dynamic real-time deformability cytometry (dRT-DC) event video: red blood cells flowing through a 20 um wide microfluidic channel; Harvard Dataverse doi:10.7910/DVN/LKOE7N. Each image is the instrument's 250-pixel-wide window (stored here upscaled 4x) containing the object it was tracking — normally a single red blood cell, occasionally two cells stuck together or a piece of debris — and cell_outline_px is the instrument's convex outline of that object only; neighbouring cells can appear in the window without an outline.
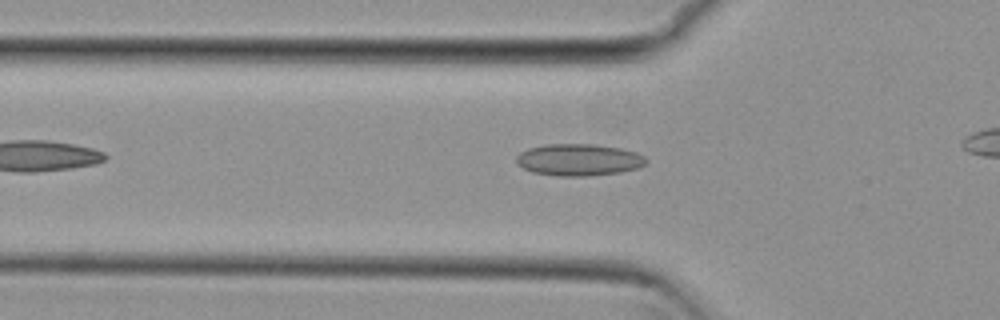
{"species": "common noctule bat (a hibernating species)", "species_latin": "Nyctalus noctula", "temperature_condition": "cold", "stored_images_in_passage": 34, "camera_frame_rate_fps": 3000, "um_per_image_px": 0.085, "animal": {"sex": "female", "body_mass_g": 29.2, "forearm_length_mm": 56.3}, "frame": {"image": 1, "passage_image": 8, "time_ms": 2.333, "image_size_px": [1000, 320], "cell_outline_px": [[648, 160], [644, 164], [636, 168], [620, 172], [588, 176], [556, 176], [532, 172], [516, 164], [516, 156], [520, 152], [528, 148], [548, 144], [592, 144], [620, 148], [636, 152], [644, 156]], "centroid_in_image_um": [49.16, 13.58], "position_along_channel_um": 76.6, "area_um2": 24.1}}
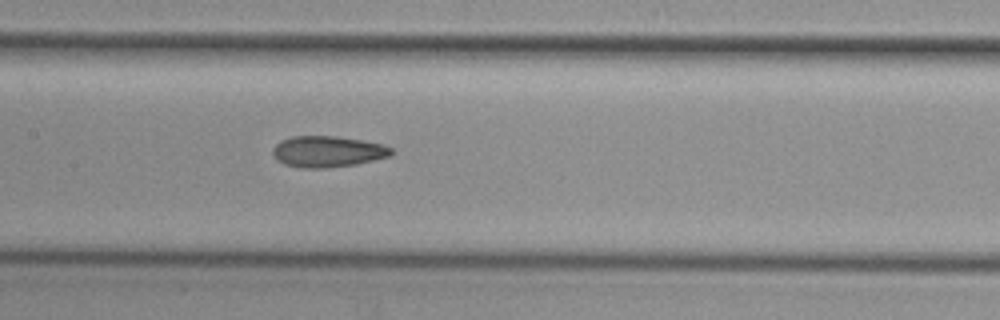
{"frame": {"image": 2, "passage_image": 16, "time_ms": 5.0, "image_size_px": [1000, 320], "cell_outline_px": [[396, 152], [388, 156], [356, 164], [324, 168], [300, 168], [284, 164], [272, 152], [272, 148], [280, 140], [292, 136], [336, 136], [384, 144], [392, 148]], "centroid_in_image_um": [27.86, 12.87], "position_along_channel_um": 179.5, "area_um2": 21.44}}
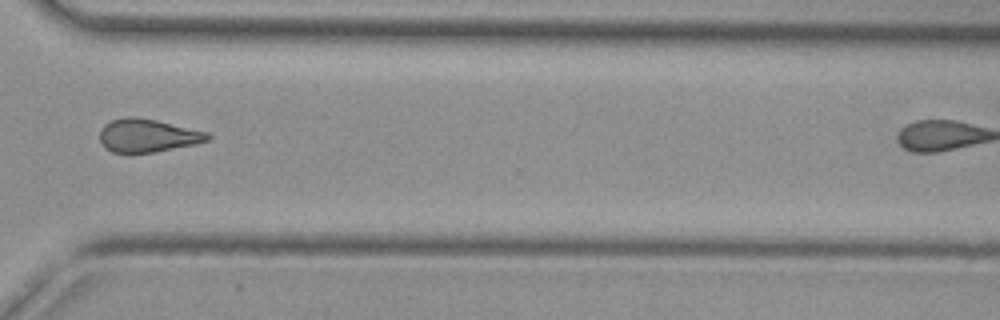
{"frame": {"image": 3, "passage_image": 30, "time_ms": 9.667, "image_size_px": [1000, 320], "cell_outline_px": [[212, 140], [196, 144], [152, 152], [112, 152], [104, 148], [100, 140], [100, 132], [104, 124], [112, 120], [124, 116], [136, 116], [156, 120], [208, 132], [212, 136]], "centroid_in_image_um": [12.57, 11.51], "position_along_channel_um": 358.0, "area_um2": 20.92}}